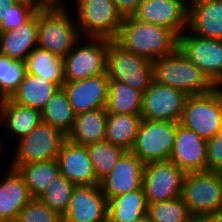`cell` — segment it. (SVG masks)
<instances>
[{
  "instance_id": "obj_22",
  "label": "cell",
  "mask_w": 222,
  "mask_h": 222,
  "mask_svg": "<svg viewBox=\"0 0 222 222\" xmlns=\"http://www.w3.org/2000/svg\"><path fill=\"white\" fill-rule=\"evenodd\" d=\"M37 27L38 11L28 22L0 32V53L24 62L31 50L37 47Z\"/></svg>"
},
{
  "instance_id": "obj_47",
  "label": "cell",
  "mask_w": 222,
  "mask_h": 222,
  "mask_svg": "<svg viewBox=\"0 0 222 222\" xmlns=\"http://www.w3.org/2000/svg\"><path fill=\"white\" fill-rule=\"evenodd\" d=\"M191 222H202V221L198 218H194Z\"/></svg>"
},
{
  "instance_id": "obj_6",
  "label": "cell",
  "mask_w": 222,
  "mask_h": 222,
  "mask_svg": "<svg viewBox=\"0 0 222 222\" xmlns=\"http://www.w3.org/2000/svg\"><path fill=\"white\" fill-rule=\"evenodd\" d=\"M65 139L60 129L41 121L30 133L15 140L9 167L17 169L21 164L57 159Z\"/></svg>"
},
{
  "instance_id": "obj_20",
  "label": "cell",
  "mask_w": 222,
  "mask_h": 222,
  "mask_svg": "<svg viewBox=\"0 0 222 222\" xmlns=\"http://www.w3.org/2000/svg\"><path fill=\"white\" fill-rule=\"evenodd\" d=\"M187 29L192 34L222 40V0H189Z\"/></svg>"
},
{
  "instance_id": "obj_35",
  "label": "cell",
  "mask_w": 222,
  "mask_h": 222,
  "mask_svg": "<svg viewBox=\"0 0 222 222\" xmlns=\"http://www.w3.org/2000/svg\"><path fill=\"white\" fill-rule=\"evenodd\" d=\"M26 74L25 63L0 53V100L10 98Z\"/></svg>"
},
{
  "instance_id": "obj_4",
  "label": "cell",
  "mask_w": 222,
  "mask_h": 222,
  "mask_svg": "<svg viewBox=\"0 0 222 222\" xmlns=\"http://www.w3.org/2000/svg\"><path fill=\"white\" fill-rule=\"evenodd\" d=\"M179 124L209 139L222 131V93L220 86L206 94L188 95Z\"/></svg>"
},
{
  "instance_id": "obj_46",
  "label": "cell",
  "mask_w": 222,
  "mask_h": 222,
  "mask_svg": "<svg viewBox=\"0 0 222 222\" xmlns=\"http://www.w3.org/2000/svg\"><path fill=\"white\" fill-rule=\"evenodd\" d=\"M5 142L3 140H0V154L2 155L1 152H4V150L2 148H5V146L3 145ZM3 145V146H2ZM0 155V156H1Z\"/></svg>"
},
{
  "instance_id": "obj_33",
  "label": "cell",
  "mask_w": 222,
  "mask_h": 222,
  "mask_svg": "<svg viewBox=\"0 0 222 222\" xmlns=\"http://www.w3.org/2000/svg\"><path fill=\"white\" fill-rule=\"evenodd\" d=\"M147 215L151 222H191L194 219L181 197L147 203Z\"/></svg>"
},
{
  "instance_id": "obj_40",
  "label": "cell",
  "mask_w": 222,
  "mask_h": 222,
  "mask_svg": "<svg viewBox=\"0 0 222 222\" xmlns=\"http://www.w3.org/2000/svg\"><path fill=\"white\" fill-rule=\"evenodd\" d=\"M16 2V0H0V23L6 18L11 6Z\"/></svg>"
},
{
  "instance_id": "obj_3",
  "label": "cell",
  "mask_w": 222,
  "mask_h": 222,
  "mask_svg": "<svg viewBox=\"0 0 222 222\" xmlns=\"http://www.w3.org/2000/svg\"><path fill=\"white\" fill-rule=\"evenodd\" d=\"M69 10L71 8L54 9L50 7L38 10V48L63 58L83 38L76 19L72 17Z\"/></svg>"
},
{
  "instance_id": "obj_1",
  "label": "cell",
  "mask_w": 222,
  "mask_h": 222,
  "mask_svg": "<svg viewBox=\"0 0 222 222\" xmlns=\"http://www.w3.org/2000/svg\"><path fill=\"white\" fill-rule=\"evenodd\" d=\"M114 40L126 51L151 62L178 48V36L172 30L139 21L133 16L122 19L119 33Z\"/></svg>"
},
{
  "instance_id": "obj_24",
  "label": "cell",
  "mask_w": 222,
  "mask_h": 222,
  "mask_svg": "<svg viewBox=\"0 0 222 222\" xmlns=\"http://www.w3.org/2000/svg\"><path fill=\"white\" fill-rule=\"evenodd\" d=\"M107 115L105 108L76 114L72 129L66 138L84 146L105 140Z\"/></svg>"
},
{
  "instance_id": "obj_23",
  "label": "cell",
  "mask_w": 222,
  "mask_h": 222,
  "mask_svg": "<svg viewBox=\"0 0 222 222\" xmlns=\"http://www.w3.org/2000/svg\"><path fill=\"white\" fill-rule=\"evenodd\" d=\"M41 111L16 104L9 98L0 100V122L17 141L30 133L41 122Z\"/></svg>"
},
{
  "instance_id": "obj_41",
  "label": "cell",
  "mask_w": 222,
  "mask_h": 222,
  "mask_svg": "<svg viewBox=\"0 0 222 222\" xmlns=\"http://www.w3.org/2000/svg\"><path fill=\"white\" fill-rule=\"evenodd\" d=\"M80 0H74V6L79 2ZM67 0H47L48 7L54 8V9H67Z\"/></svg>"
},
{
  "instance_id": "obj_2",
  "label": "cell",
  "mask_w": 222,
  "mask_h": 222,
  "mask_svg": "<svg viewBox=\"0 0 222 222\" xmlns=\"http://www.w3.org/2000/svg\"><path fill=\"white\" fill-rule=\"evenodd\" d=\"M153 82L179 89L187 95L206 94L216 86L177 48L152 61Z\"/></svg>"
},
{
  "instance_id": "obj_21",
  "label": "cell",
  "mask_w": 222,
  "mask_h": 222,
  "mask_svg": "<svg viewBox=\"0 0 222 222\" xmlns=\"http://www.w3.org/2000/svg\"><path fill=\"white\" fill-rule=\"evenodd\" d=\"M0 180V221L17 218L20 210L32 199L23 176L7 166Z\"/></svg>"
},
{
  "instance_id": "obj_13",
  "label": "cell",
  "mask_w": 222,
  "mask_h": 222,
  "mask_svg": "<svg viewBox=\"0 0 222 222\" xmlns=\"http://www.w3.org/2000/svg\"><path fill=\"white\" fill-rule=\"evenodd\" d=\"M187 96L179 89L152 82L142 94L140 115L144 120L179 122Z\"/></svg>"
},
{
  "instance_id": "obj_25",
  "label": "cell",
  "mask_w": 222,
  "mask_h": 222,
  "mask_svg": "<svg viewBox=\"0 0 222 222\" xmlns=\"http://www.w3.org/2000/svg\"><path fill=\"white\" fill-rule=\"evenodd\" d=\"M59 88L56 83L26 73L9 99L16 104L41 111Z\"/></svg>"
},
{
  "instance_id": "obj_10",
  "label": "cell",
  "mask_w": 222,
  "mask_h": 222,
  "mask_svg": "<svg viewBox=\"0 0 222 222\" xmlns=\"http://www.w3.org/2000/svg\"><path fill=\"white\" fill-rule=\"evenodd\" d=\"M176 136V122L142 119L131 152L144 164L169 161Z\"/></svg>"
},
{
  "instance_id": "obj_32",
  "label": "cell",
  "mask_w": 222,
  "mask_h": 222,
  "mask_svg": "<svg viewBox=\"0 0 222 222\" xmlns=\"http://www.w3.org/2000/svg\"><path fill=\"white\" fill-rule=\"evenodd\" d=\"M97 181L100 182L115 167L125 150L103 140L86 146Z\"/></svg>"
},
{
  "instance_id": "obj_17",
  "label": "cell",
  "mask_w": 222,
  "mask_h": 222,
  "mask_svg": "<svg viewBox=\"0 0 222 222\" xmlns=\"http://www.w3.org/2000/svg\"><path fill=\"white\" fill-rule=\"evenodd\" d=\"M144 163L131 151H125L99 186L107 200L142 187Z\"/></svg>"
},
{
  "instance_id": "obj_44",
  "label": "cell",
  "mask_w": 222,
  "mask_h": 222,
  "mask_svg": "<svg viewBox=\"0 0 222 222\" xmlns=\"http://www.w3.org/2000/svg\"><path fill=\"white\" fill-rule=\"evenodd\" d=\"M128 222H151V221H150L148 215L144 214L143 216H140L139 218L134 219L132 221H128Z\"/></svg>"
},
{
  "instance_id": "obj_8",
  "label": "cell",
  "mask_w": 222,
  "mask_h": 222,
  "mask_svg": "<svg viewBox=\"0 0 222 222\" xmlns=\"http://www.w3.org/2000/svg\"><path fill=\"white\" fill-rule=\"evenodd\" d=\"M74 15L83 38L115 39L119 33L122 17L112 0H80Z\"/></svg>"
},
{
  "instance_id": "obj_27",
  "label": "cell",
  "mask_w": 222,
  "mask_h": 222,
  "mask_svg": "<svg viewBox=\"0 0 222 222\" xmlns=\"http://www.w3.org/2000/svg\"><path fill=\"white\" fill-rule=\"evenodd\" d=\"M147 214L143 188L108 200L107 222H128Z\"/></svg>"
},
{
  "instance_id": "obj_7",
  "label": "cell",
  "mask_w": 222,
  "mask_h": 222,
  "mask_svg": "<svg viewBox=\"0 0 222 222\" xmlns=\"http://www.w3.org/2000/svg\"><path fill=\"white\" fill-rule=\"evenodd\" d=\"M181 198L194 218L220 212L222 185L219 173L201 171L186 173Z\"/></svg>"
},
{
  "instance_id": "obj_28",
  "label": "cell",
  "mask_w": 222,
  "mask_h": 222,
  "mask_svg": "<svg viewBox=\"0 0 222 222\" xmlns=\"http://www.w3.org/2000/svg\"><path fill=\"white\" fill-rule=\"evenodd\" d=\"M141 115L108 114L105 140L130 151L135 142Z\"/></svg>"
},
{
  "instance_id": "obj_18",
  "label": "cell",
  "mask_w": 222,
  "mask_h": 222,
  "mask_svg": "<svg viewBox=\"0 0 222 222\" xmlns=\"http://www.w3.org/2000/svg\"><path fill=\"white\" fill-rule=\"evenodd\" d=\"M106 73L73 82H65L64 88L75 114L105 108L108 95Z\"/></svg>"
},
{
  "instance_id": "obj_30",
  "label": "cell",
  "mask_w": 222,
  "mask_h": 222,
  "mask_svg": "<svg viewBox=\"0 0 222 222\" xmlns=\"http://www.w3.org/2000/svg\"><path fill=\"white\" fill-rule=\"evenodd\" d=\"M142 93L114 80L108 81V95L105 105L108 114L140 115Z\"/></svg>"
},
{
  "instance_id": "obj_14",
  "label": "cell",
  "mask_w": 222,
  "mask_h": 222,
  "mask_svg": "<svg viewBox=\"0 0 222 222\" xmlns=\"http://www.w3.org/2000/svg\"><path fill=\"white\" fill-rule=\"evenodd\" d=\"M189 0H142L133 15L139 21L172 30L178 37L188 27Z\"/></svg>"
},
{
  "instance_id": "obj_37",
  "label": "cell",
  "mask_w": 222,
  "mask_h": 222,
  "mask_svg": "<svg viewBox=\"0 0 222 222\" xmlns=\"http://www.w3.org/2000/svg\"><path fill=\"white\" fill-rule=\"evenodd\" d=\"M37 9L24 2H16L11 6L7 16L0 23V32L15 29L28 22L36 13Z\"/></svg>"
},
{
  "instance_id": "obj_11",
  "label": "cell",
  "mask_w": 222,
  "mask_h": 222,
  "mask_svg": "<svg viewBox=\"0 0 222 222\" xmlns=\"http://www.w3.org/2000/svg\"><path fill=\"white\" fill-rule=\"evenodd\" d=\"M180 51L216 86H222V40L192 34L178 37Z\"/></svg>"
},
{
  "instance_id": "obj_48",
  "label": "cell",
  "mask_w": 222,
  "mask_h": 222,
  "mask_svg": "<svg viewBox=\"0 0 222 222\" xmlns=\"http://www.w3.org/2000/svg\"><path fill=\"white\" fill-rule=\"evenodd\" d=\"M220 179H221V185H222V172L219 173ZM221 211H222V207H221Z\"/></svg>"
},
{
  "instance_id": "obj_12",
  "label": "cell",
  "mask_w": 222,
  "mask_h": 222,
  "mask_svg": "<svg viewBox=\"0 0 222 222\" xmlns=\"http://www.w3.org/2000/svg\"><path fill=\"white\" fill-rule=\"evenodd\" d=\"M186 173L170 161L144 164L142 188L147 203L181 197Z\"/></svg>"
},
{
  "instance_id": "obj_9",
  "label": "cell",
  "mask_w": 222,
  "mask_h": 222,
  "mask_svg": "<svg viewBox=\"0 0 222 222\" xmlns=\"http://www.w3.org/2000/svg\"><path fill=\"white\" fill-rule=\"evenodd\" d=\"M108 46V38L85 37L80 39L73 46L72 51L63 57L65 82L106 73Z\"/></svg>"
},
{
  "instance_id": "obj_45",
  "label": "cell",
  "mask_w": 222,
  "mask_h": 222,
  "mask_svg": "<svg viewBox=\"0 0 222 222\" xmlns=\"http://www.w3.org/2000/svg\"><path fill=\"white\" fill-rule=\"evenodd\" d=\"M0 222H21V221L17 217V218H12V219H6V220L0 221Z\"/></svg>"
},
{
  "instance_id": "obj_39",
  "label": "cell",
  "mask_w": 222,
  "mask_h": 222,
  "mask_svg": "<svg viewBox=\"0 0 222 222\" xmlns=\"http://www.w3.org/2000/svg\"><path fill=\"white\" fill-rule=\"evenodd\" d=\"M122 18L133 16L142 0H112Z\"/></svg>"
},
{
  "instance_id": "obj_31",
  "label": "cell",
  "mask_w": 222,
  "mask_h": 222,
  "mask_svg": "<svg viewBox=\"0 0 222 222\" xmlns=\"http://www.w3.org/2000/svg\"><path fill=\"white\" fill-rule=\"evenodd\" d=\"M75 116L63 87L54 93L41 110L42 122L60 129L65 135L72 129Z\"/></svg>"
},
{
  "instance_id": "obj_34",
  "label": "cell",
  "mask_w": 222,
  "mask_h": 222,
  "mask_svg": "<svg viewBox=\"0 0 222 222\" xmlns=\"http://www.w3.org/2000/svg\"><path fill=\"white\" fill-rule=\"evenodd\" d=\"M75 187V184L60 174L50 185H48L38 199L62 216L66 212Z\"/></svg>"
},
{
  "instance_id": "obj_16",
  "label": "cell",
  "mask_w": 222,
  "mask_h": 222,
  "mask_svg": "<svg viewBox=\"0 0 222 222\" xmlns=\"http://www.w3.org/2000/svg\"><path fill=\"white\" fill-rule=\"evenodd\" d=\"M169 161L185 173L206 171V139L176 122V136Z\"/></svg>"
},
{
  "instance_id": "obj_42",
  "label": "cell",
  "mask_w": 222,
  "mask_h": 222,
  "mask_svg": "<svg viewBox=\"0 0 222 222\" xmlns=\"http://www.w3.org/2000/svg\"><path fill=\"white\" fill-rule=\"evenodd\" d=\"M199 219L202 222H222V211L203 215Z\"/></svg>"
},
{
  "instance_id": "obj_26",
  "label": "cell",
  "mask_w": 222,
  "mask_h": 222,
  "mask_svg": "<svg viewBox=\"0 0 222 222\" xmlns=\"http://www.w3.org/2000/svg\"><path fill=\"white\" fill-rule=\"evenodd\" d=\"M26 73L56 83L59 87L65 83L63 58L35 47L24 61Z\"/></svg>"
},
{
  "instance_id": "obj_43",
  "label": "cell",
  "mask_w": 222,
  "mask_h": 222,
  "mask_svg": "<svg viewBox=\"0 0 222 222\" xmlns=\"http://www.w3.org/2000/svg\"><path fill=\"white\" fill-rule=\"evenodd\" d=\"M17 2H24L33 6L37 10L48 7L47 0H16Z\"/></svg>"
},
{
  "instance_id": "obj_36",
  "label": "cell",
  "mask_w": 222,
  "mask_h": 222,
  "mask_svg": "<svg viewBox=\"0 0 222 222\" xmlns=\"http://www.w3.org/2000/svg\"><path fill=\"white\" fill-rule=\"evenodd\" d=\"M21 222H63L62 216L38 198H32L19 212Z\"/></svg>"
},
{
  "instance_id": "obj_29",
  "label": "cell",
  "mask_w": 222,
  "mask_h": 222,
  "mask_svg": "<svg viewBox=\"0 0 222 222\" xmlns=\"http://www.w3.org/2000/svg\"><path fill=\"white\" fill-rule=\"evenodd\" d=\"M17 170L23 176L32 198H38L60 175L56 159L21 164Z\"/></svg>"
},
{
  "instance_id": "obj_19",
  "label": "cell",
  "mask_w": 222,
  "mask_h": 222,
  "mask_svg": "<svg viewBox=\"0 0 222 222\" xmlns=\"http://www.w3.org/2000/svg\"><path fill=\"white\" fill-rule=\"evenodd\" d=\"M56 160L60 174L76 186L99 184L86 146L73 143L66 138Z\"/></svg>"
},
{
  "instance_id": "obj_15",
  "label": "cell",
  "mask_w": 222,
  "mask_h": 222,
  "mask_svg": "<svg viewBox=\"0 0 222 222\" xmlns=\"http://www.w3.org/2000/svg\"><path fill=\"white\" fill-rule=\"evenodd\" d=\"M108 200L99 184L79 185L72 192L63 222H107Z\"/></svg>"
},
{
  "instance_id": "obj_5",
  "label": "cell",
  "mask_w": 222,
  "mask_h": 222,
  "mask_svg": "<svg viewBox=\"0 0 222 222\" xmlns=\"http://www.w3.org/2000/svg\"><path fill=\"white\" fill-rule=\"evenodd\" d=\"M106 75L109 80L124 83L143 94L153 82L152 62L126 51L114 39H109Z\"/></svg>"
},
{
  "instance_id": "obj_38",
  "label": "cell",
  "mask_w": 222,
  "mask_h": 222,
  "mask_svg": "<svg viewBox=\"0 0 222 222\" xmlns=\"http://www.w3.org/2000/svg\"><path fill=\"white\" fill-rule=\"evenodd\" d=\"M206 171L222 172V131L206 140Z\"/></svg>"
}]
</instances>
